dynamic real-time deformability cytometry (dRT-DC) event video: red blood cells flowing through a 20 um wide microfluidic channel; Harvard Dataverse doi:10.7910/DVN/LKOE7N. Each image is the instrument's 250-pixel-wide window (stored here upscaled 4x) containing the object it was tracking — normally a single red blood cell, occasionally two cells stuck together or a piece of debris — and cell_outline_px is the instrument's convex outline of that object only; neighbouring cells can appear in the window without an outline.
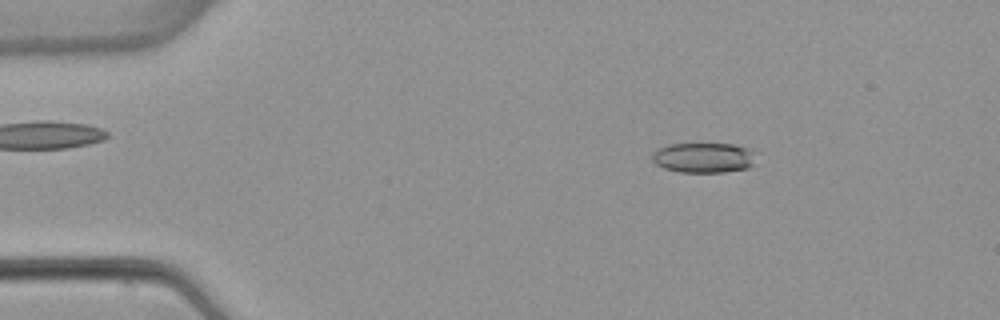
{"species": "common noctule bat (a hibernating species)", "species_latin": "Nyctalus noctula", "temperature_condition": "warm", "stored_images_in_passage": 4, "camera_frame_rate_fps": 3000, "um_per_image_px": 0.085, "animal": {"sex": "female", "body_mass_g": 22.7, "forearm_length_mm": 54.2}, "frame": {"image": 1, "passage_image": 2, "time_ms": 1.0, "image_size_px": [1000, 320], "cell_outline_px": [[756, 164], [748, 168], [724, 172], [680, 172], [664, 168], [656, 164], [652, 160], [652, 152], [656, 148], [668, 144], [736, 144], [748, 148], [752, 152]], "centroid_in_image_um": [59.79, 13.4], "position_along_channel_um": 25.2, "area_um2": 18.38}}